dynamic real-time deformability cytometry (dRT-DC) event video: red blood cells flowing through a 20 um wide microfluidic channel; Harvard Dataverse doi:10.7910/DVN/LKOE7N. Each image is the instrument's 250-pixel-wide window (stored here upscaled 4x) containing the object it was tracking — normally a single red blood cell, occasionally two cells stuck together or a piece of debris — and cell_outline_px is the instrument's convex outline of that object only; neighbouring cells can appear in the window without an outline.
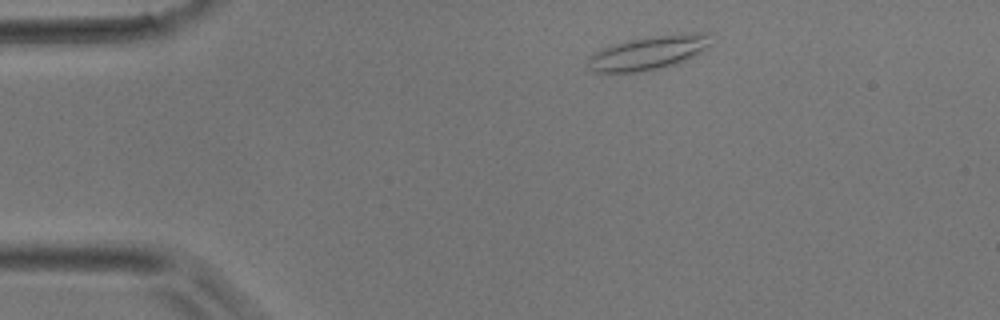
{"species": "common noctule bat (a hibernating species)", "species_latin": "Nyctalus noctula", "temperature_condition": "room temperature", "stored_images_in_passage": 4, "camera_frame_rate_fps": 3000, "um_per_image_px": 0.085, "animal": {"sex": "male", "body_mass_g": 17.9}, "frame": {"image": 1, "passage_image": 1, "time_ms": 0.0, "image_size_px": [1000, 320], "cell_outline_px": [[712, 44], [708, 48], [696, 56], [676, 64], [660, 68], [640, 72], [596, 72], [588, 68], [588, 56], [604, 48], [628, 40], [684, 32], [708, 32]], "centroid_in_image_um": [55.2, 4.48], "position_along_channel_um": 29.8, "area_um2": 24.33}}
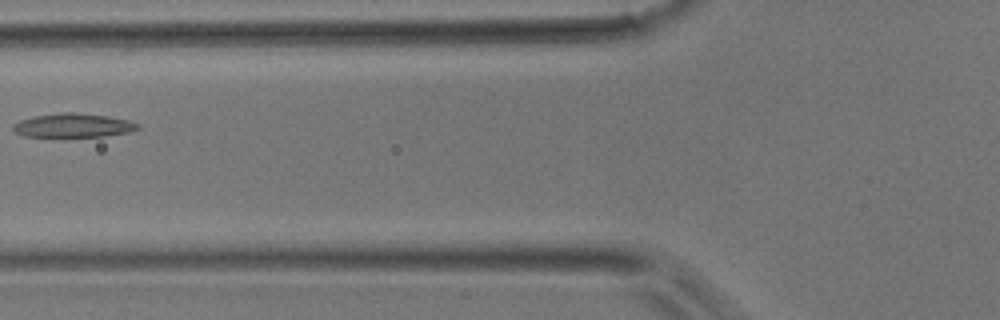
{"frame": {"image": 2, "passage_image": 4, "time_ms": 1.0, "image_size_px": [1000, 320], "cell_outline_px": [[140, 128], [128, 132], [104, 136], [24, 136], [16, 132], [12, 128], [12, 124], [20, 120], [36, 116], [64, 112], [72, 112], [108, 116], [128, 120], [140, 124]], "centroid_in_image_um": [6.23, 10.65], "position_along_channel_um": 119.6, "area_um2": 17.11}}